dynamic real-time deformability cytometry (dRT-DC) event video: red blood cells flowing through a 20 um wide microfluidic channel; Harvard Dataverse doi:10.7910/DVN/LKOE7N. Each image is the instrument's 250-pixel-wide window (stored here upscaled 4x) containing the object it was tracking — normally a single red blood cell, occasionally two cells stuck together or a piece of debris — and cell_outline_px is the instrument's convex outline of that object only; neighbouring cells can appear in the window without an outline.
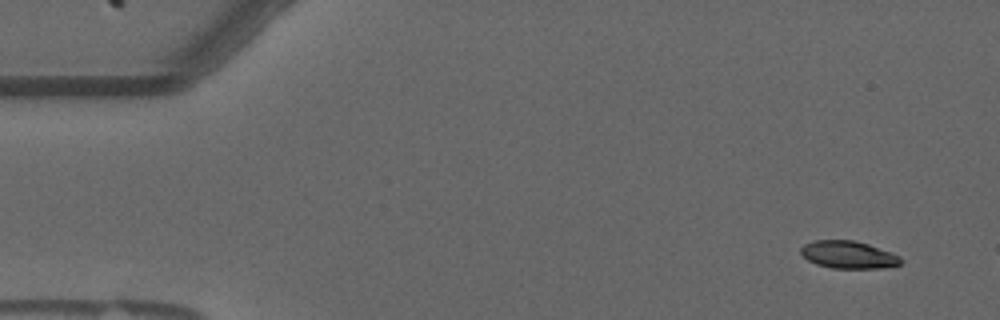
{"species": "common noctule bat (a hibernating species)", "species_latin": "Nyctalus noctula", "temperature_condition": "warm", "stored_images_in_passage": 10, "camera_frame_rate_fps": 3000, "um_per_image_px": 0.085, "animal": {"sex": "male", "forearm_length_mm": 52.5}, "frame": {"image": 1, "passage_image": 4, "time_ms": 1.0, "image_size_px": [1000, 320], "cell_outline_px": [[904, 260], [900, 264], [884, 268], [832, 268], [816, 264], [808, 260], [800, 252], [800, 248], [804, 244], [812, 240], [856, 240], [868, 244], [900, 256]], "centroid_in_image_um": [72.11, 21.65], "position_along_channel_um": 12.9, "area_um2": 16.07}}